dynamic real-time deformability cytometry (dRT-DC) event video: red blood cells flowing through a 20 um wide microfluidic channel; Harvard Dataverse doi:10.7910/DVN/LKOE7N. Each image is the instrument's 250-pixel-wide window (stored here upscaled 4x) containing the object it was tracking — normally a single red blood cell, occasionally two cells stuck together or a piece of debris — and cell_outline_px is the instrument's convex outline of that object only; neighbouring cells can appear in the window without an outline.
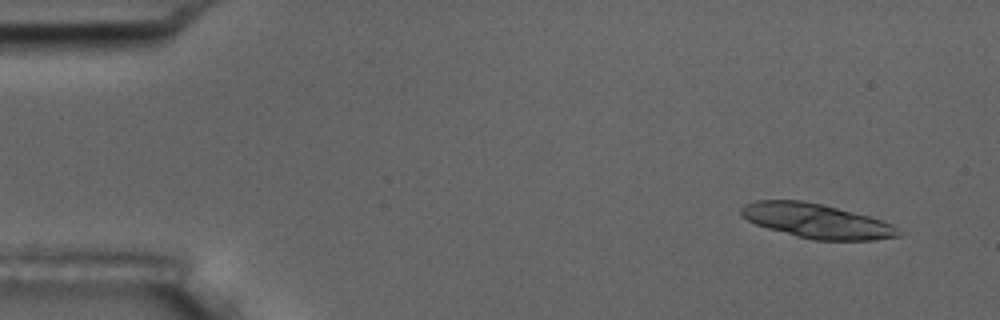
{"species": "common noctule bat (a hibernating species)", "species_latin": "Nyctalus noctula", "temperature_condition": "room temperature", "stored_images_in_passage": 9, "camera_frame_rate_fps": 3000, "um_per_image_px": 0.085, "animal": {"sex": "male", "body_mass_g": 17.5, "forearm_length_mm": 52.3}, "frame": {"image": 1, "passage_image": 1, "time_ms": 0.0, "image_size_px": [1000, 320], "cell_outline_px": [[904, 232], [900, 236], [872, 240], [812, 240], [796, 236], [768, 228], [756, 224], [748, 220], [740, 212], [740, 208], [744, 204], [756, 200], [800, 200], [824, 204], [868, 216], [892, 224]], "centroid_in_image_um": [69.43, 18.78], "position_along_channel_um": 15.6, "area_um2": 31.56}}
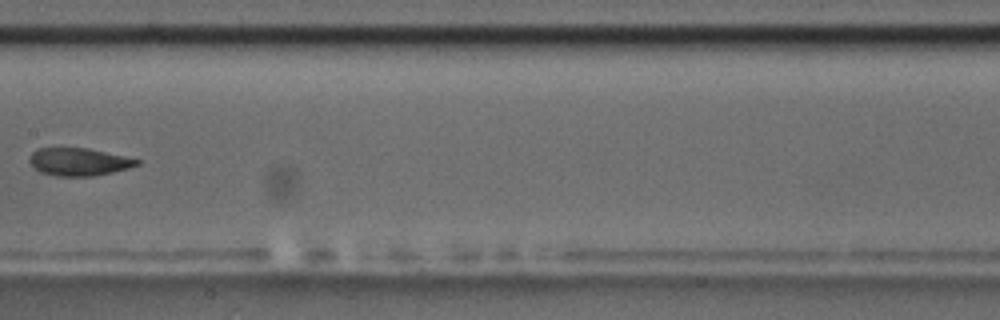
{"frame": {"image": 2, "passage_image": 8, "time_ms": 8.333, "image_size_px": [1000, 320], "cell_outline_px": [[140, 164], [128, 168], [96, 176], [56, 176], [40, 172], [28, 160], [28, 156], [32, 152], [40, 148], [88, 148], [124, 156], [140, 160]], "centroid_in_image_um": [6.69, 13.76], "position_along_channel_um": 200.7, "area_um2": 17.28}}
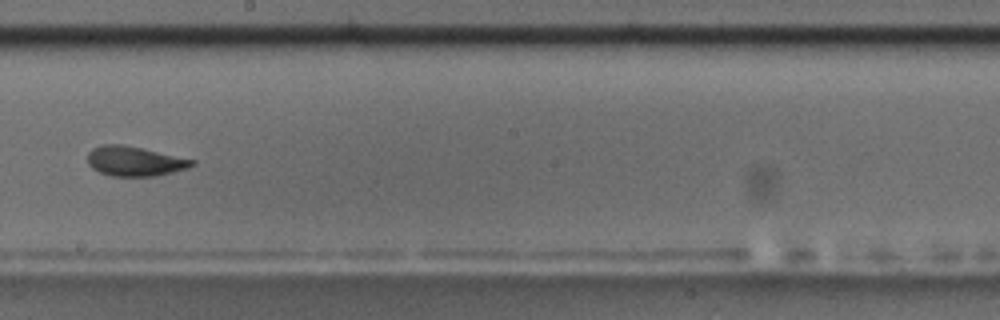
{"frame": {"image": 3, "passage_image": 9, "time_ms": 9.333, "image_size_px": [1000, 320], "cell_outline_px": [[196, 164], [188, 168], [156, 176], [112, 176], [100, 172], [92, 168], [88, 164], [88, 152], [92, 148], [100, 144], [120, 144], [144, 148], [196, 160]], "centroid_in_image_um": [11.46, 13.69], "position_along_channel_um": 236.7, "area_um2": 18.26}}